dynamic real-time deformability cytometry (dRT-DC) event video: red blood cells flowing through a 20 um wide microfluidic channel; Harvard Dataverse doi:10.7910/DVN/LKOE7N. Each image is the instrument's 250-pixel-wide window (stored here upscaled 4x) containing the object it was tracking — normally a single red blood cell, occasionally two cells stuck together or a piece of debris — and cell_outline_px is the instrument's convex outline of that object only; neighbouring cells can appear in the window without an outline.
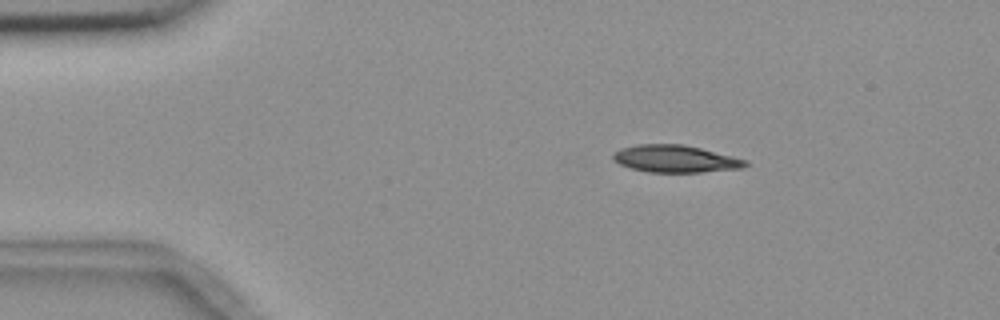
{"species": "common noctule bat (a hibernating species)", "species_latin": "Nyctalus noctula", "temperature_condition": "room temperature", "stored_images_in_passage": 3, "camera_frame_rate_fps": 3000, "um_per_image_px": 0.085, "animal": {"sex": "female", "body_mass_g": 18.4}, "frame": {"image": 1, "passage_image": 1, "time_ms": 0.0, "image_size_px": [1000, 320], "cell_outline_px": [[748, 164], [744, 168], [700, 172], [648, 172], [632, 168], [620, 164], [612, 160], [612, 152], [620, 148], [636, 144], [684, 144], [748, 160]], "centroid_in_image_um": [57.38, 13.49], "position_along_channel_um": 27.6, "area_um2": 21.1}}